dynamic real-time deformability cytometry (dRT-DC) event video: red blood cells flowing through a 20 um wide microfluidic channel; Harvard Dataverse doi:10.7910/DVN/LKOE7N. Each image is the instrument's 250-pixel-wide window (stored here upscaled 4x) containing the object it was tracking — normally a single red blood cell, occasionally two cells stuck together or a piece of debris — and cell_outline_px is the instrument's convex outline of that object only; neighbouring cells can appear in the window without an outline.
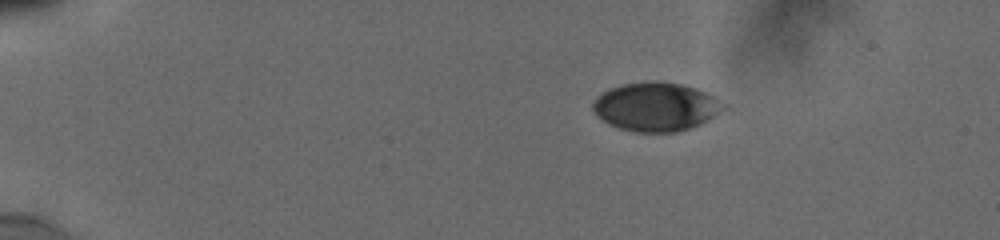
{"species": "human", "species_latin": "Homo sapiens", "temperature_condition": "cold", "stored_images_in_passage": 14, "camera_frame_rate_fps": 3000, "um_per_image_px": 0.085, "donor": {"sex": "male"}, "frame": {"image": 1, "passage_image": 1, "time_ms": 0.0, "image_size_px": [1000, 240], "cell_outline_px": [[724, 108], [720, 112], [708, 120], [692, 128], [676, 132], [636, 132], [620, 128], [596, 116], [592, 108], [592, 100], [596, 96], [620, 84], [652, 80], [656, 80], [680, 84], [696, 88], [708, 92], [724, 104]], "centroid_in_image_um": [55.75, 9.06], "position_along_channel_um": 29.3, "area_um2": 37.17}}
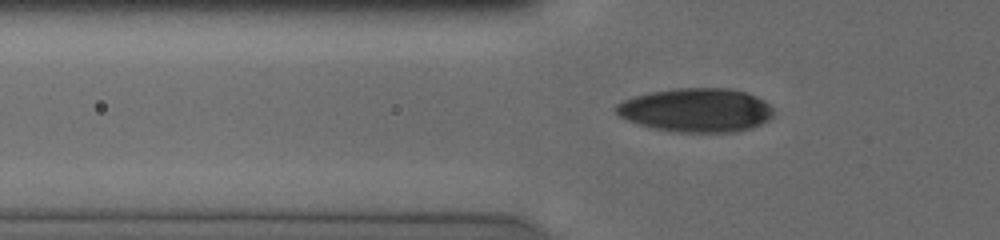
{"frame": {"image": 2, "passage_image": 9, "time_ms": 3.333, "image_size_px": [1000, 240], "cell_outline_px": [[776, 112], [768, 120], [760, 124], [748, 128], [732, 132], [676, 132], [652, 128], [628, 120], [620, 116], [616, 112], [616, 104], [632, 96], [648, 92], [676, 88], [732, 88], [756, 96], [764, 100]], "centroid_in_image_um": [59.17, 9.35], "position_along_channel_um": 66.6, "area_um2": 40.23}}
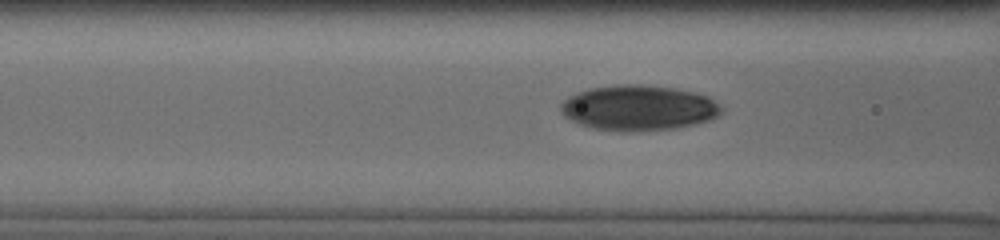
{"frame": {"image": 3, "passage_image": 12, "time_ms": 4.667, "image_size_px": [1000, 240], "cell_outline_px": [[724, 112], [712, 120], [696, 124], [676, 128], [636, 132], [620, 132], [592, 128], [580, 124], [564, 116], [560, 112], [560, 104], [568, 96], [576, 92], [588, 88], [616, 84], [640, 84], [676, 88], [708, 96], [720, 104], [724, 108]], "centroid_in_image_um": [54.29, 9.17], "position_along_channel_um": 112.3, "area_um2": 43.23}}